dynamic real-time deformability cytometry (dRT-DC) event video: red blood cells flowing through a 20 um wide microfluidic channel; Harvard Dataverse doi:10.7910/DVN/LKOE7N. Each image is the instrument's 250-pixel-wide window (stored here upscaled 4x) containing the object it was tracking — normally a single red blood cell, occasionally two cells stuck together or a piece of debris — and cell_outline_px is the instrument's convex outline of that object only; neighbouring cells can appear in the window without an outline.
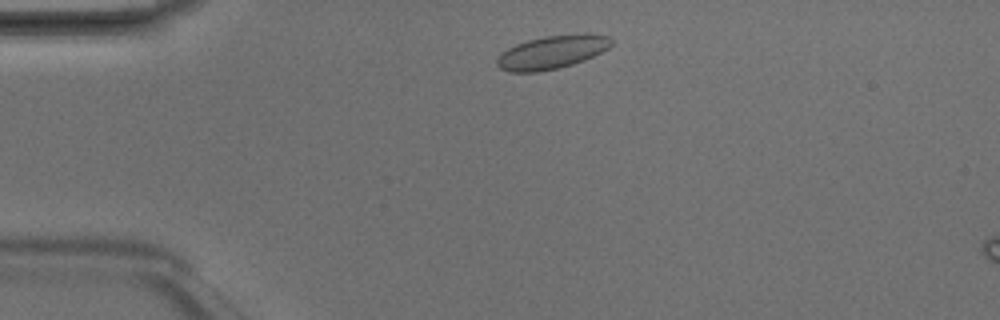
{"species": "Egyptian fruit bat (a non-hibernating species)", "species_latin": "Rousettus aegyptiacus", "temperature_condition": "room temperature", "stored_images_in_passage": 3, "camera_frame_rate_fps": 3000, "um_per_image_px": 0.085, "animal": {"sex": "male"}, "frame": {"image": 1, "passage_image": 1, "time_ms": 0.0, "image_size_px": [1000, 320], "cell_outline_px": [[612, 44], [608, 48], [584, 60], [572, 64], [556, 68], [536, 72], [508, 72], [500, 68], [496, 64], [496, 60], [508, 48], [516, 44], [528, 40], [544, 36], [608, 36], [612, 40]], "centroid_in_image_um": [46.83, 4.48], "position_along_channel_um": 38.2, "area_um2": 21.21}}